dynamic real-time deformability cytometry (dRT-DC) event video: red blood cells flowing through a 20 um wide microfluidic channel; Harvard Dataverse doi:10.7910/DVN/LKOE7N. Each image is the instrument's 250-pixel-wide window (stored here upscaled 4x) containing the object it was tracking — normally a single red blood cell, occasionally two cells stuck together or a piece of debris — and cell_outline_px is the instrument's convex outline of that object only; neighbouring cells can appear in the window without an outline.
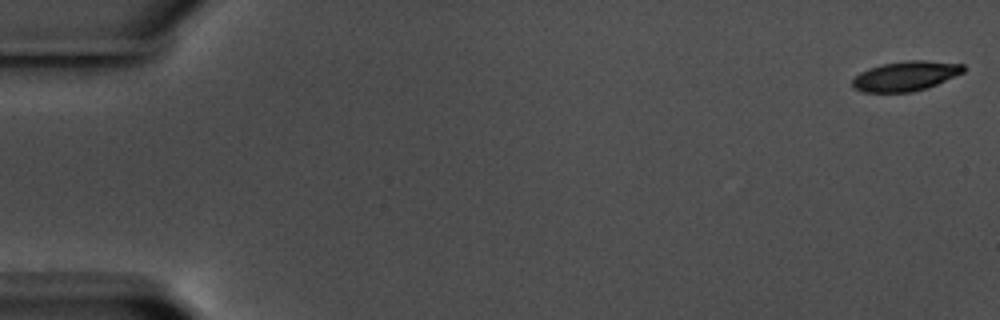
{"species": "common noctule bat (a hibernating species)", "species_latin": "Nyctalus noctula", "temperature_condition": "warm", "stored_images_in_passage": 16, "camera_frame_rate_fps": 3000, "um_per_image_px": 0.085, "animal": {"sex": "male", "body_mass_g": 17.5, "forearm_length_mm": 52.3}, "frame": {"image": 1, "passage_image": 1, "time_ms": 0.0, "image_size_px": [1000, 320], "cell_outline_px": [[964, 72], [928, 88], [912, 92], [864, 92], [852, 88], [852, 80], [860, 72], [884, 64], [908, 60], [924, 60], [964, 64]], "centroid_in_image_um": [76.99, 6.47], "position_along_channel_um": 8.0, "area_um2": 19.13}}
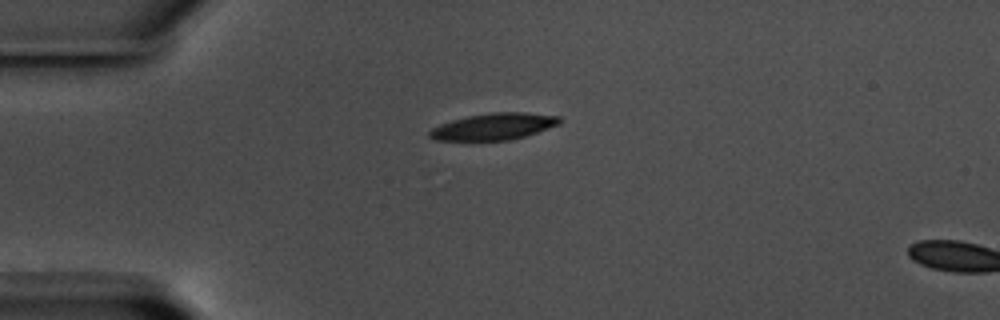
{"frame": {"image": 2, "passage_image": 15, "time_ms": 4.667, "image_size_px": [1000, 320], "cell_outline_px": [[560, 124], [524, 136], [508, 140], [436, 140], [428, 136], [428, 132], [432, 128], [440, 124], [452, 120], [468, 116], [492, 112], [524, 112], [560, 116]], "centroid_in_image_um": [41.96, 10.75], "position_along_channel_um": 43.0, "area_um2": 20.0}}